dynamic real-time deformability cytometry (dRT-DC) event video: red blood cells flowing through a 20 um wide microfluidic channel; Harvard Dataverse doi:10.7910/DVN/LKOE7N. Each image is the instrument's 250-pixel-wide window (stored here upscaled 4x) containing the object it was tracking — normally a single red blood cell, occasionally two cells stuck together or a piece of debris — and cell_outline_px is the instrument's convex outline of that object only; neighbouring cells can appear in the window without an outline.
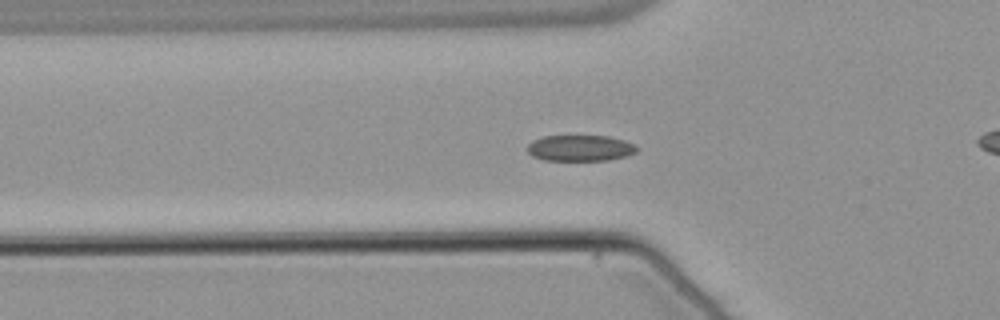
{"species": "common noctule bat (a hibernating species)", "species_latin": "Nyctalus noctula", "temperature_condition": "warm", "stored_images_in_passage": 56, "camera_frame_rate_fps": 3000, "um_per_image_px": 0.085, "animal": {"sex": "male", "body_mass_g": 21.5, "forearm_length_mm": 52.0}, "frame": {"image": 1, "passage_image": 19, "time_ms": 6.0, "image_size_px": [1000, 320], "cell_outline_px": [[640, 148], [636, 152], [628, 156], [608, 160], [544, 160], [532, 156], [524, 148], [532, 140], [544, 136], [608, 136], [624, 140], [636, 144]], "centroid_in_image_um": [49.33, 12.58], "position_along_channel_um": 76.5, "area_um2": 16.88}}
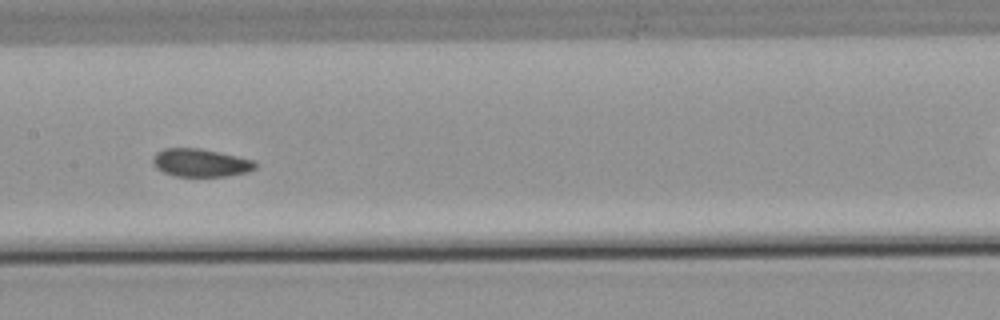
{"frame": {"image": 2, "passage_image": 28, "time_ms": 9.0, "image_size_px": [1000, 320], "cell_outline_px": [[256, 168], [248, 172], [224, 176], [176, 176], [164, 172], [156, 168], [152, 164], [152, 156], [156, 152], [164, 148], [200, 148], [220, 152], [256, 160]], "centroid_in_image_um": [17.04, 13.82], "position_along_channel_um": 190.4, "area_um2": 16.88}}
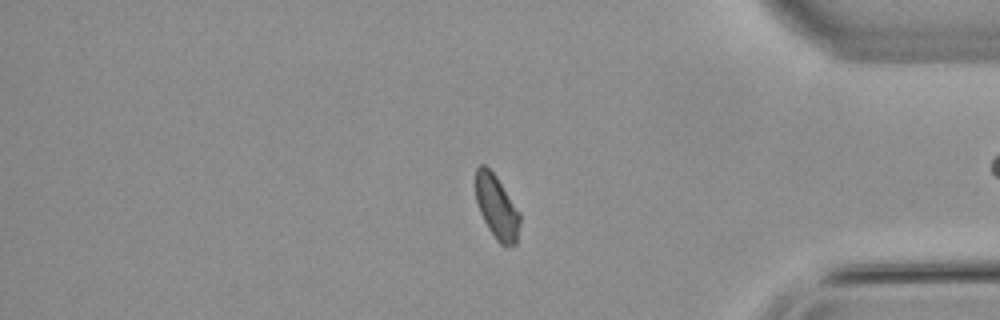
{"frame": {"image": 3, "passage_image": 46, "time_ms": 15.0, "image_size_px": [1000, 320], "cell_outline_px": [[520, 224], [516, 244], [500, 244], [496, 240], [488, 228], [480, 212], [476, 200], [476, 168], [480, 164], [484, 164], [496, 176], [520, 212]], "centroid_in_image_um": [42.22, 17.6], "position_along_channel_um": 393.0, "area_um2": 16.24}, "authors_computed_cell_mechanics": {"area_um2": 17.1955, "velocity_mm_per_s": 3.7913, "shape_relaxation_time_tau1_ms": 7.7554, "shape_relaxation_time_tau2_ms": 2.9622, "deformation_change_tau1": 0.1207, "deformation_change_tau2": 0.0768}}